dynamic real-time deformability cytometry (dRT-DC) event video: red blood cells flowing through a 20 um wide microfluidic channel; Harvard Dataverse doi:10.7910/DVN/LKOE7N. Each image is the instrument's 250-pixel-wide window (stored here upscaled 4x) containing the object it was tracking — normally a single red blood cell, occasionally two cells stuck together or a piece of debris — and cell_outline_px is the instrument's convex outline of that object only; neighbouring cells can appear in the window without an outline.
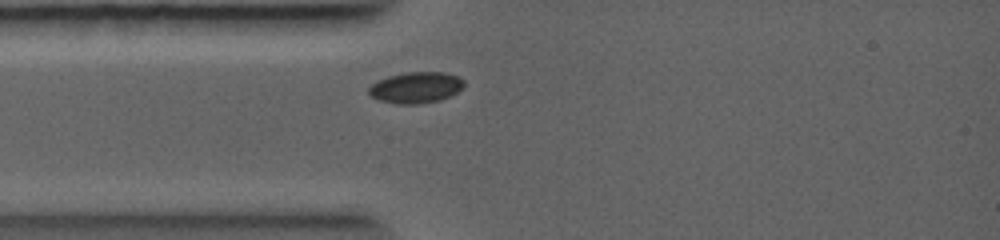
{"species": "common noctule bat (a hibernating species)", "species_latin": "Nyctalus noctula", "temperature_condition": "warm", "stored_images_in_passage": 1, "camera_frame_rate_fps": 5000, "um_per_image_px": 0.085, "animal": {"sex": "female", "body_mass_g": 19.0, "forearm_length_mm": 56.7}, "frame": {"image": 1, "passage_image": 1, "time_ms": 0.0, "image_size_px": [1000, 240], "cell_outline_px": [[464, 84], [456, 92], [440, 100], [416, 104], [396, 104], [380, 100], [372, 96], [368, 92], [368, 88], [376, 80], [388, 76], [404, 72], [444, 72], [456, 76], [464, 80]], "centroid_in_image_um": [35.31, 7.43], "position_along_channel_um": 49.7, "area_um2": 17.17}}